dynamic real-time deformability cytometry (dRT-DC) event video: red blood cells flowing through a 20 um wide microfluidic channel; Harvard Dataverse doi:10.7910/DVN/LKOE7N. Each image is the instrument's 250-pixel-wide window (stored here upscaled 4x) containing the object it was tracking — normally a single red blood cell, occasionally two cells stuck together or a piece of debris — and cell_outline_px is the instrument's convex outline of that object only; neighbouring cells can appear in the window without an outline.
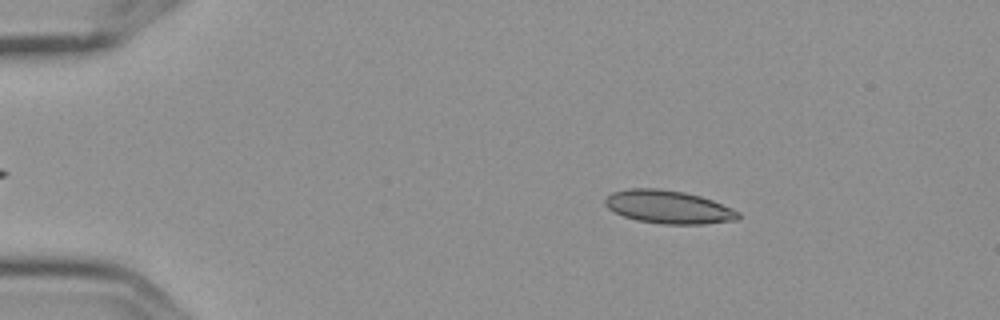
{"species": "Egyptian fruit bat (a non-hibernating species)", "species_latin": "Rousettus aegyptiacus", "temperature_condition": "cold", "stored_images_in_passage": 5, "camera_frame_rate_fps": 3000, "um_per_image_px": 0.085, "frame": {"image": 1, "passage_image": 2, "time_ms": 0.333, "image_size_px": [1000, 320], "cell_outline_px": [[740, 216], [736, 220], [704, 224], [664, 224], [636, 220], [624, 216], [608, 208], [604, 204], [604, 200], [612, 192], [628, 188], [656, 188], [684, 192], [700, 196], [712, 200], [740, 212]], "centroid_in_image_um": [56.8, 17.59], "position_along_channel_um": 28.2, "area_um2": 25.61}}
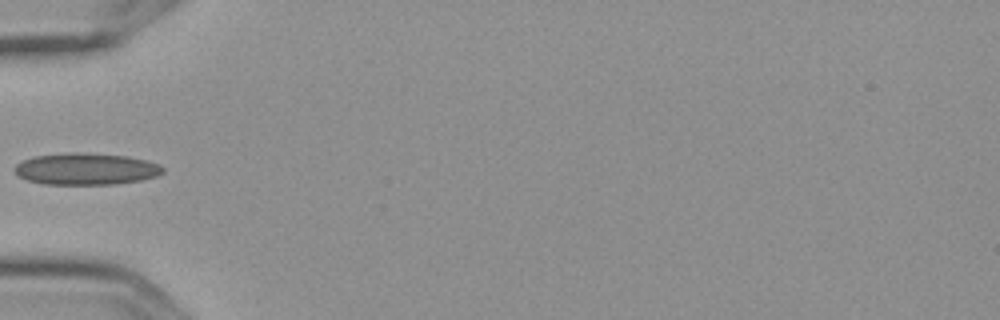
{"frame": {"image": 2, "passage_image": 4, "time_ms": 1.0, "image_size_px": [1000, 320], "cell_outline_px": [[164, 172], [156, 176], [140, 180], [116, 184], [44, 184], [28, 180], [20, 176], [12, 168], [16, 164], [24, 160], [36, 156], [68, 152], [76, 152], [124, 156], [144, 160], [160, 164], [164, 168]], "centroid_in_image_um": [7.31, 14.36], "position_along_channel_um": 77.7, "area_um2": 27.17}}
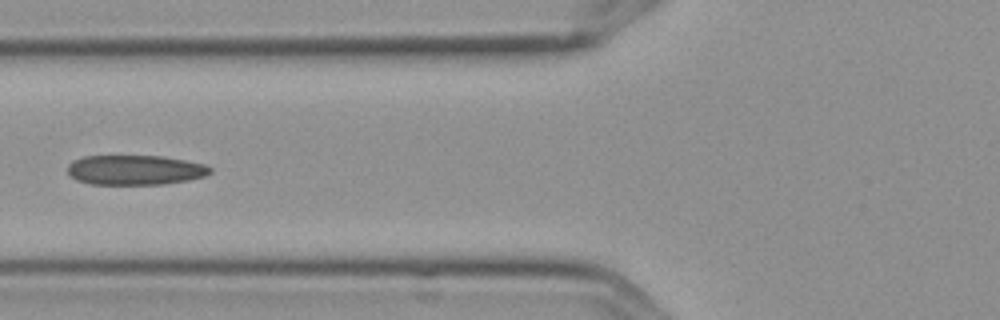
{"frame": {"image": 3, "passage_image": 5, "time_ms": 1.333, "image_size_px": [1000, 320], "cell_outline_px": [[212, 172], [204, 176], [188, 180], [164, 184], [88, 184], [76, 180], [68, 172], [68, 164], [84, 156], [164, 156], [204, 164], [212, 168]], "centroid_in_image_um": [11.49, 14.45], "position_along_channel_um": 114.3, "area_um2": 24.68}}